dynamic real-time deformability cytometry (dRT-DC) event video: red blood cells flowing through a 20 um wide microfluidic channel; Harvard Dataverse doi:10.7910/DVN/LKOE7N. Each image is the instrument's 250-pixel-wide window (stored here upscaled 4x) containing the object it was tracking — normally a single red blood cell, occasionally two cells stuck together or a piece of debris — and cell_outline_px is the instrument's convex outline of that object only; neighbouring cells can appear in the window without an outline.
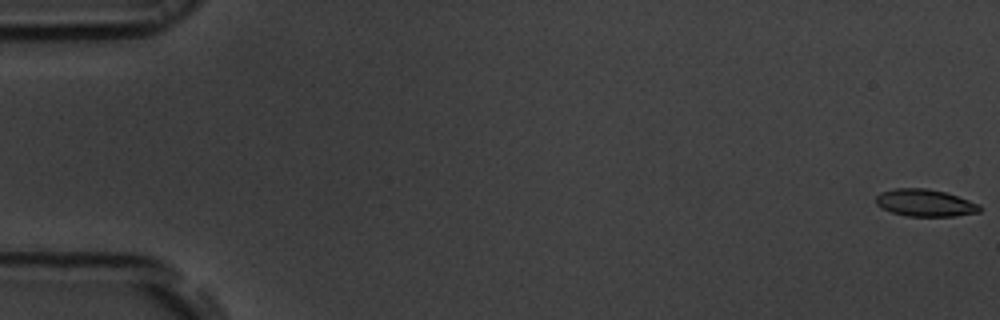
{"species": "common noctule bat (a hibernating species)", "species_latin": "Nyctalus noctula", "temperature_condition": "room temperature", "stored_images_in_passage": 54, "camera_frame_rate_fps": 3000, "um_per_image_px": 0.085, "animal": {"sex": "male", "body_mass_g": 19.5, "forearm_length_mm": 54.6}, "frame": {"image": 1, "passage_image": 1, "time_ms": 0.0, "image_size_px": [1000, 320], "cell_outline_px": [[980, 212], [956, 216], [908, 216], [892, 212], [880, 208], [876, 204], [876, 196], [880, 192], [892, 188], [928, 188], [944, 192], [980, 204]], "centroid_in_image_um": [78.59, 17.24], "position_along_channel_um": 6.4, "area_um2": 16.47}}
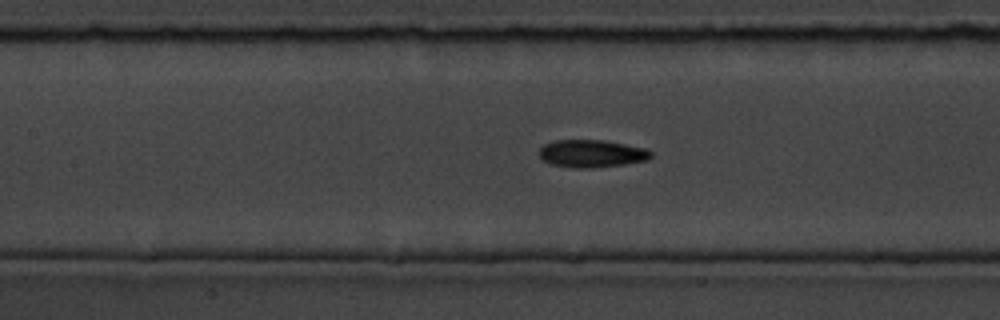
{"frame": {"image": 2, "passage_image": 25, "time_ms": 8.0, "image_size_px": [1000, 320], "cell_outline_px": [[652, 156], [648, 160], [624, 164], [592, 168], [576, 168], [552, 164], [544, 160], [540, 156], [540, 148], [544, 144], [556, 140], [604, 140], [644, 148], [652, 152]], "centroid_in_image_um": [50.31, 13.05], "position_along_channel_um": 157.1, "area_um2": 17.8}}
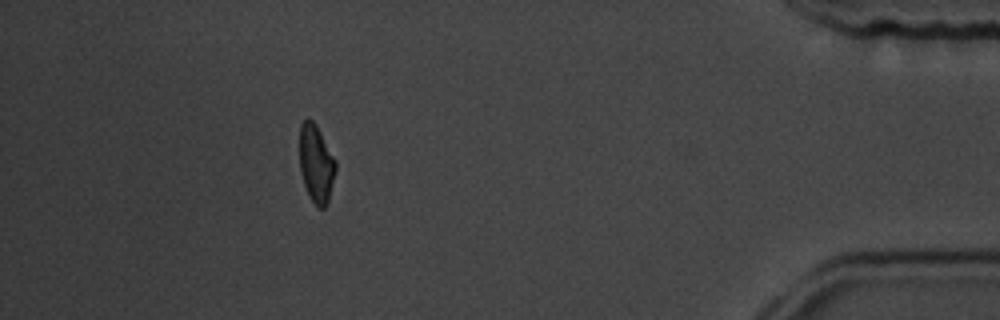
{"frame": {"image": 3, "passage_image": 49, "time_ms": 16.0, "image_size_px": [1000, 320], "cell_outline_px": [[336, 172], [328, 200], [324, 208], [316, 208], [308, 196], [304, 184], [300, 168], [300, 124], [308, 116], [316, 124], [336, 160]], "centroid_in_image_um": [26.88, 13.91], "position_along_channel_um": 408.3, "area_um2": 16.53}, "authors_computed_cell_mechanics": {"area_um2": 17.4845, "velocity_mm_per_s": 3.8176, "shape_relaxation_time_tau1_ms": 3.641, "shape_relaxation_time_tau2_ms": 1.9295, "deformation_change_tau1": 0.1394, "deformation_change_tau2": 0.0748}}